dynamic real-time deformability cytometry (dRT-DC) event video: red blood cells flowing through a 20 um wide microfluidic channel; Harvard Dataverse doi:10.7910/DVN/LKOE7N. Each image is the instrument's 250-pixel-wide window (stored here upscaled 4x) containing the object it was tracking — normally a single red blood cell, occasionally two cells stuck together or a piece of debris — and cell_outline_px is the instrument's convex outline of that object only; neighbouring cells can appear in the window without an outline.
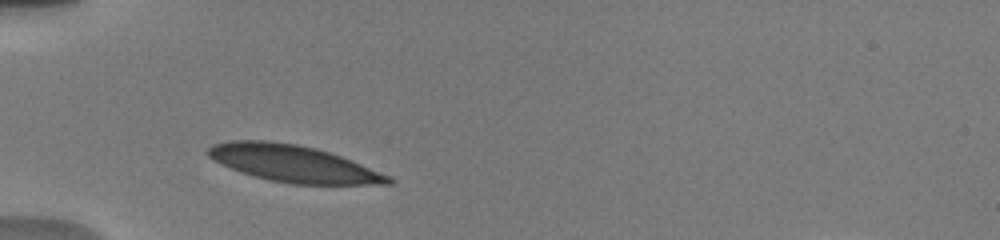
{"species": "human", "species_latin": "Homo sapiens", "temperature_condition": "warm", "stored_images_in_passage": 5, "camera_frame_rate_fps": 3000, "um_per_image_px": 0.085, "donor": {"sex": "male"}, "frame": {"image": 1, "passage_image": 2, "time_ms": 1.0, "image_size_px": [1000, 240], "cell_outline_px": [[396, 180], [392, 184], [292, 184], [272, 180], [240, 172], [208, 156], [208, 148], [212, 144], [228, 140], [268, 140], [296, 144], [316, 148], [340, 156], [360, 164], [388, 176]], "centroid_in_image_um": [24.91, 13.89], "position_along_channel_um": 60.1, "area_um2": 38.03}}
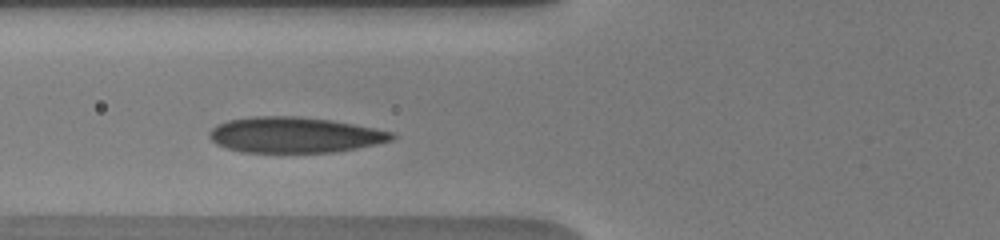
{"frame": {"image": 2, "passage_image": 4, "time_ms": 2.333, "image_size_px": [1000, 240], "cell_outline_px": [[396, 136], [392, 140], [356, 148], [332, 152], [240, 152], [216, 144], [208, 136], [208, 132], [216, 124], [228, 120], [252, 116], [296, 116], [328, 120], [352, 124], [392, 132]], "centroid_in_image_um": [24.97, 11.46], "position_along_channel_um": 100.8, "area_um2": 37.63}}
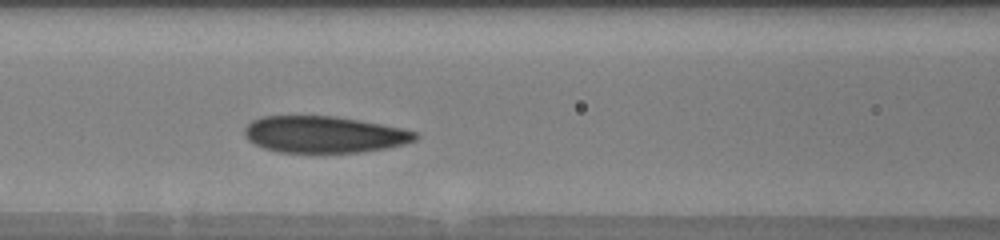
{"frame": {"image": 3, "passage_image": 5, "time_ms": 3.333, "image_size_px": [1000, 240], "cell_outline_px": [[420, 136], [416, 140], [404, 144], [384, 148], [360, 152], [280, 152], [264, 148], [248, 140], [244, 136], [244, 128], [252, 120], [260, 116], [336, 116], [360, 120], [400, 128], [416, 132]], "centroid_in_image_um": [27.52, 11.42], "position_along_channel_um": 139.1, "area_um2": 36.36}}